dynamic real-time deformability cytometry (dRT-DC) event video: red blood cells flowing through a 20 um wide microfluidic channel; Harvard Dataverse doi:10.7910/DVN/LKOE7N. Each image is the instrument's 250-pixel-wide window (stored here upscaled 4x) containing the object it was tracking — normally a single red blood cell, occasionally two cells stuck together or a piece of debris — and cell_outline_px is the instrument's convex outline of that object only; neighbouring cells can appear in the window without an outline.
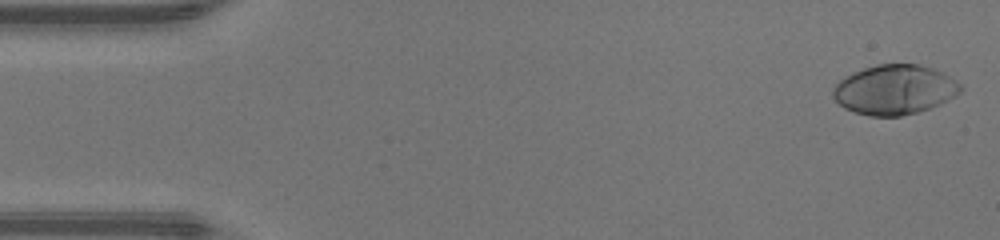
{"species": "human", "species_latin": "Homo sapiens", "temperature_condition": "warm", "stored_images_in_passage": 47, "camera_frame_rate_fps": 3000, "um_per_image_px": 0.085, "donor": {"sex": "male"}, "frame": {"image": 1, "passage_image": 1, "time_ms": 0.0, "image_size_px": [1000, 240], "cell_outline_px": [[960, 92], [956, 96], [940, 104], [920, 112], [900, 116], [868, 116], [844, 108], [832, 96], [832, 88], [840, 80], [864, 68], [876, 64], [920, 64], [932, 68], [956, 80], [960, 84]], "centroid_in_image_um": [76.04, 7.63], "position_along_channel_um": 9.0, "area_um2": 36.76}}
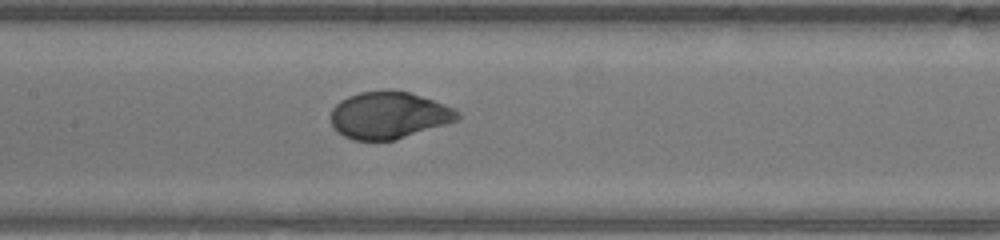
{"frame": {"image": 2, "passage_image": 22, "time_ms": 7.0, "image_size_px": [1000, 240], "cell_outline_px": [[460, 120], [396, 140], [352, 140], [336, 132], [328, 116], [332, 108], [340, 100], [348, 96], [360, 92], [388, 88], [408, 92], [444, 104], [460, 112]], "centroid_in_image_um": [33.02, 9.79], "position_along_channel_um": 174.4, "area_um2": 35.26}}
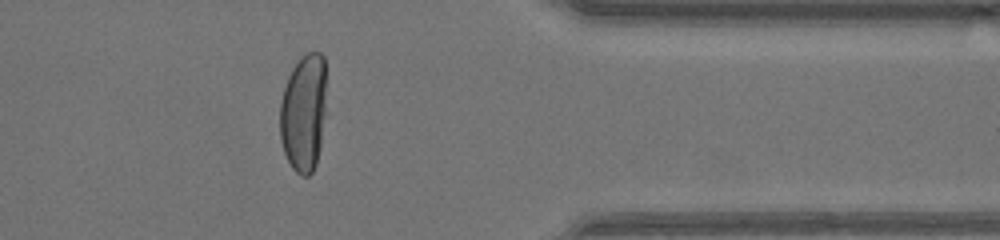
{"frame": {"image": 3, "passage_image": 38, "time_ms": 12.333, "image_size_px": [1000, 240], "cell_outline_px": [[324, 112], [320, 148], [316, 164], [312, 172], [308, 176], [300, 176], [292, 168], [284, 152], [280, 140], [280, 104], [284, 88], [288, 76], [292, 68], [300, 56], [308, 52], [320, 52], [324, 56]], "centroid_in_image_um": [25.78, 9.59], "position_along_channel_um": 385.6, "area_um2": 31.73}, "authors_computed_cell_mechanics": {"area_um2": 35.6048, "velocity_mm_per_s": 4.3005, "shape_relaxation_time_tau1_ms": 3.2573, "shape_relaxation_time_tau2_ms": null, "deformation_change_tau1": 0.2315, "deformation_change_tau2": null}}